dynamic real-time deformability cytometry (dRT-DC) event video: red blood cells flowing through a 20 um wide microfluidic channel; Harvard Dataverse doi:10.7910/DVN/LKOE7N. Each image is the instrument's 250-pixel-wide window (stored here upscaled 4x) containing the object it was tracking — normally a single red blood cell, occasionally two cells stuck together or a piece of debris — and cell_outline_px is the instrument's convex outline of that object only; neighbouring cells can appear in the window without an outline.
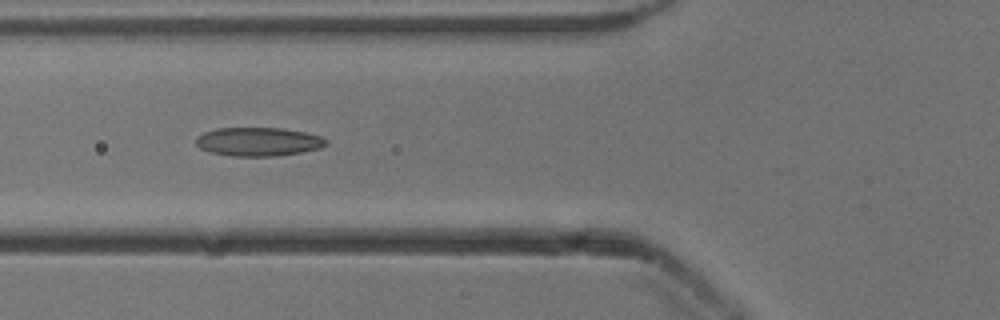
{"species": "common noctule bat (a hibernating species)", "species_latin": "Nyctalus noctula", "temperature_condition": "cold", "stored_images_in_passage": 23, "camera_frame_rate_fps": 3000, "um_per_image_px": 0.085, "animal": {"sex": "male", "body_mass_g": 13.3}, "frame": {"image": 1, "passage_image": 7, "time_ms": 2.0, "image_size_px": [1000, 320], "cell_outline_px": [[328, 144], [320, 148], [300, 152], [276, 156], [232, 156], [212, 152], [200, 148], [196, 144], [196, 136], [204, 132], [216, 128], [284, 128], [304, 132], [320, 136], [328, 140]], "centroid_in_image_um": [21.96, 12.04], "position_along_channel_um": 103.8, "area_um2": 21.73}}
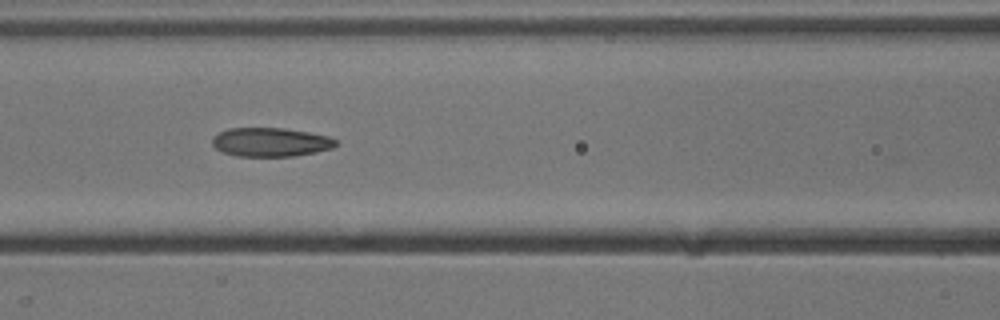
{"frame": {"image": 2, "passage_image": 10, "time_ms": 3.0, "image_size_px": [1000, 320], "cell_outline_px": [[340, 144], [332, 148], [316, 152], [292, 156], [236, 156], [224, 152], [216, 148], [212, 144], [212, 136], [228, 128], [284, 128], [308, 132], [328, 136], [336, 140]], "centroid_in_image_um": [23.01, 12.08], "position_along_channel_um": 143.6, "area_um2": 20.81}}